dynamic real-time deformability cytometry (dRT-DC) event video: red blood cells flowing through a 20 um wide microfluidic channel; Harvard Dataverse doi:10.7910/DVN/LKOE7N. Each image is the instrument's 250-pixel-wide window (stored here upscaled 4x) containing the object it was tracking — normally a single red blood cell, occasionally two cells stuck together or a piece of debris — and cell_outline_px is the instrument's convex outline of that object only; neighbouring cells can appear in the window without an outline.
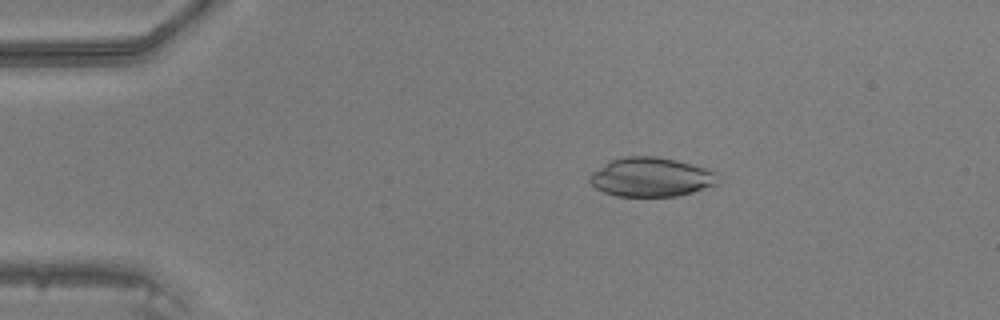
{"species": "common noctule bat (a hibernating species)", "species_latin": "Nyctalus noctula", "temperature_condition": "warm", "stored_images_in_passage": 47, "camera_frame_rate_fps": 3000, "um_per_image_px": 0.085, "animal": {"sex": "male", "body_mass_g": 20.5, "forearm_length_mm": 52.5}, "frame": {"image": 1, "passage_image": 9, "time_ms": 2.667, "image_size_px": [1000, 320], "cell_outline_px": [[720, 184], [692, 192], [676, 196], [616, 196], [604, 192], [596, 188], [588, 180], [592, 172], [612, 160], [624, 156], [656, 156], [676, 160], [712, 168], [716, 172]], "centroid_in_image_um": [55.41, 15.05], "position_along_channel_um": 29.6, "area_um2": 29.48}}
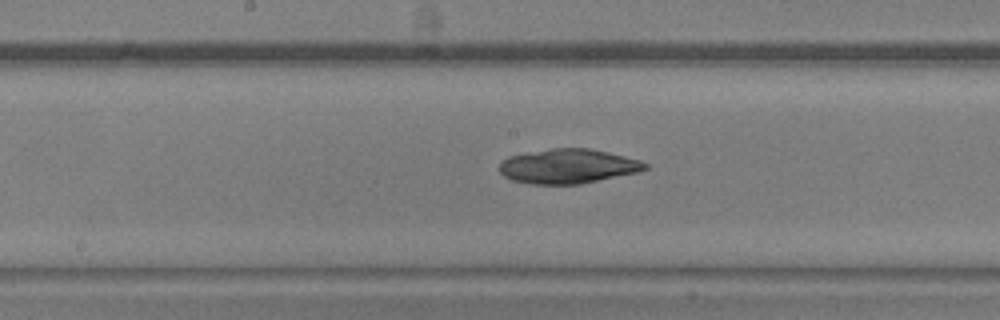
{"frame": {"image": 2, "passage_image": 25, "time_ms": 8.0, "image_size_px": [1000, 320], "cell_outline_px": [[648, 168], [640, 172], [580, 184], [532, 184], [512, 180], [504, 176], [500, 172], [500, 164], [508, 156], [528, 152], [552, 148], [588, 148], [608, 152], [640, 160], [648, 164]], "centroid_in_image_um": [48.31, 14.13], "position_along_channel_um": 199.9, "area_um2": 29.3}}
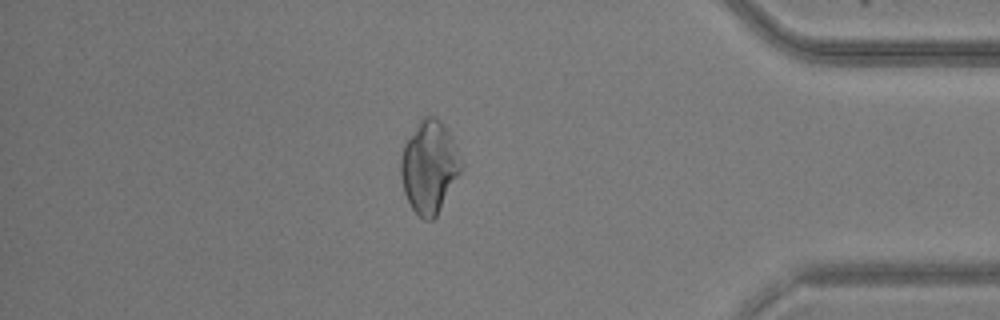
{"frame": {"image": 3, "passage_image": 41, "time_ms": 13.333, "image_size_px": [1000, 320], "cell_outline_px": [[460, 172], [436, 216], [432, 220], [424, 220], [412, 208], [404, 192], [400, 176], [400, 160], [404, 144], [420, 116], [436, 116], [440, 120], [452, 136], [456, 148], [460, 164]], "centroid_in_image_um": [36.44, 14.14], "position_along_channel_um": 398.8, "area_um2": 32.14}}